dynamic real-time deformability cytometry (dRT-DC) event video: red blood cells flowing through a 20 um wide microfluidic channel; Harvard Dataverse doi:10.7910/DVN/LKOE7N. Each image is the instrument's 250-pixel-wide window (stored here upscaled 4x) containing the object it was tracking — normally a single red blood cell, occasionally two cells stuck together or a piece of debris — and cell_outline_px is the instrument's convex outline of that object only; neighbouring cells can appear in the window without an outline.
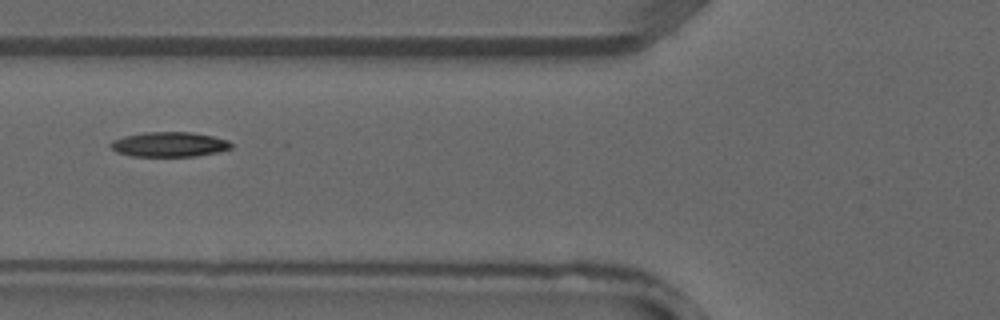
{"species": "common noctule bat (a hibernating species)", "species_latin": "Nyctalus noctula", "temperature_condition": "warm", "stored_images_in_passage": 5, "camera_frame_rate_fps": 3000, "um_per_image_px": 0.085, "animal": {"sex": "male", "forearm_length_mm": 52.5}, "frame": {"image": 1, "passage_image": 5, "time_ms": 1.333, "image_size_px": [1000, 320], "cell_outline_px": [[232, 148], [216, 152], [196, 156], [132, 156], [116, 152], [108, 144], [112, 140], [124, 136], [144, 132], [192, 132], [212, 136], [228, 140], [232, 144]], "centroid_in_image_um": [14.36, 12.27], "position_along_channel_um": 111.4, "area_um2": 17.46}}